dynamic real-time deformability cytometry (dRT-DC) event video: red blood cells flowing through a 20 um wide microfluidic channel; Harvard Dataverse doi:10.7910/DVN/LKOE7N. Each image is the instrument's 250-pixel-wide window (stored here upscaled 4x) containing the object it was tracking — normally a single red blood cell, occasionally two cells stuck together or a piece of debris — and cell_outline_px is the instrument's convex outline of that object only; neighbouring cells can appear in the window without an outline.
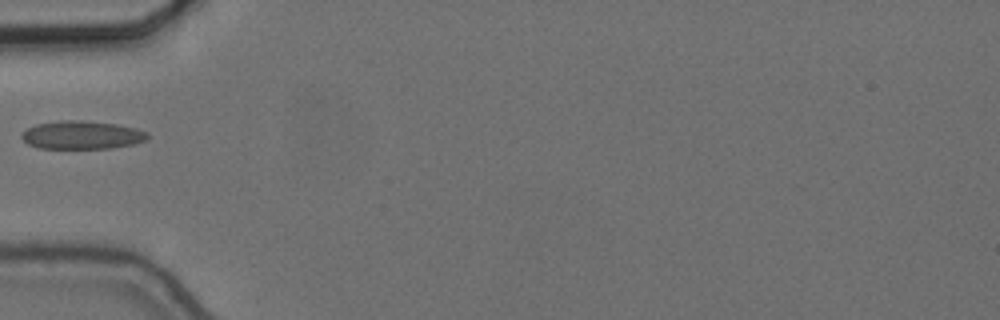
{"species": "common noctule bat (a hibernating species)", "species_latin": "Nyctalus noctula", "temperature_condition": "cold", "stored_images_in_passage": 5, "camera_frame_rate_fps": 3000, "um_per_image_px": 0.085, "animal": {"sex": "female", "body_mass_g": 24.6, "forearm_length_mm": 56.2}, "frame": {"image": 1, "passage_image": 1, "time_ms": 0.0, "image_size_px": [1000, 320], "cell_outline_px": [[148, 136], [144, 140], [132, 144], [112, 148], [40, 148], [28, 144], [20, 136], [28, 128], [36, 124], [56, 120], [80, 120], [116, 124], [136, 128], [148, 132]], "centroid_in_image_um": [6.94, 11.46], "position_along_channel_um": 78.1, "area_um2": 20.58}}
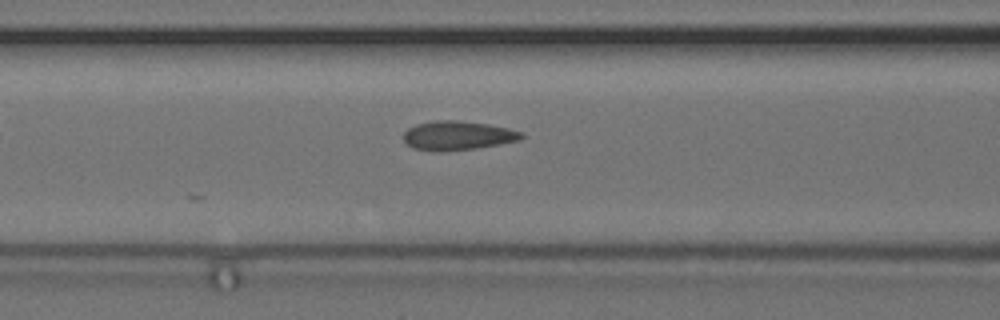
{"frame": {"image": 2, "passage_image": 5, "time_ms": 1.333, "image_size_px": [1000, 320], "cell_outline_px": [[524, 136], [520, 140], [500, 144], [476, 148], [440, 152], [436, 152], [412, 148], [404, 140], [404, 132], [408, 128], [416, 124], [436, 120], [456, 120], [488, 124], [508, 128], [524, 132]], "centroid_in_image_um": [38.91, 11.52], "position_along_channel_um": 127.7, "area_um2": 20.11}}